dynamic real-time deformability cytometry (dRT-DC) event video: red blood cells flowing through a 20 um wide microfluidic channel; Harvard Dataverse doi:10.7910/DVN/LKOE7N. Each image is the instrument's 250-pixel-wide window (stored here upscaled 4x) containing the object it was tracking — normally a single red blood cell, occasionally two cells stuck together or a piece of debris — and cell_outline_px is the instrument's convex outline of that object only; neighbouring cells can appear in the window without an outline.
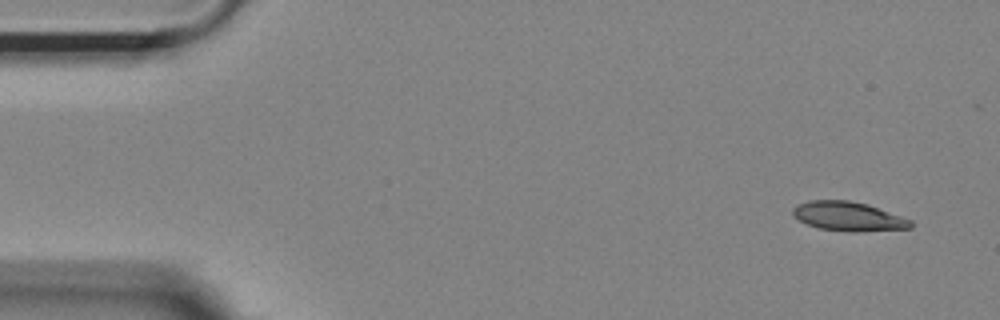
{"species": "Egyptian fruit bat (a non-hibernating species)", "species_latin": "Rousettus aegyptiacus", "temperature_condition": "room temperature", "stored_images_in_passage": 17, "camera_frame_rate_fps": 3000, "um_per_image_px": 0.085, "animal": {"sex": "female"}, "frame": {"image": 1, "passage_image": 1, "time_ms": 0.0, "image_size_px": [1000, 320], "cell_outline_px": [[912, 228], [856, 232], [852, 232], [820, 228], [808, 224], [792, 216], [792, 208], [796, 204], [808, 200], [848, 200], [868, 204], [912, 220]], "centroid_in_image_um": [72.09, 18.38], "position_along_channel_um": 12.9, "area_um2": 20.11}}
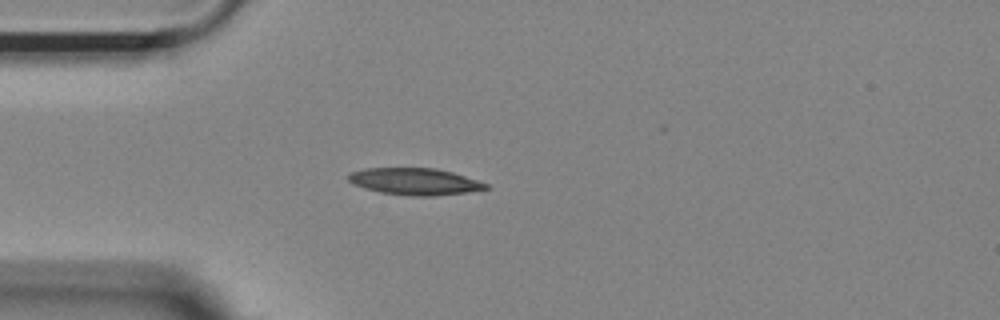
{"frame": {"image": 2, "passage_image": 12, "time_ms": 3.667, "image_size_px": [1000, 320], "cell_outline_px": [[492, 188], [468, 192], [432, 196], [412, 196], [380, 192], [364, 188], [348, 180], [348, 176], [352, 172], [364, 168], [436, 168], [452, 172], [488, 184]], "centroid_in_image_um": [35.29, 15.43], "position_along_channel_um": 49.7, "area_um2": 21.33}}
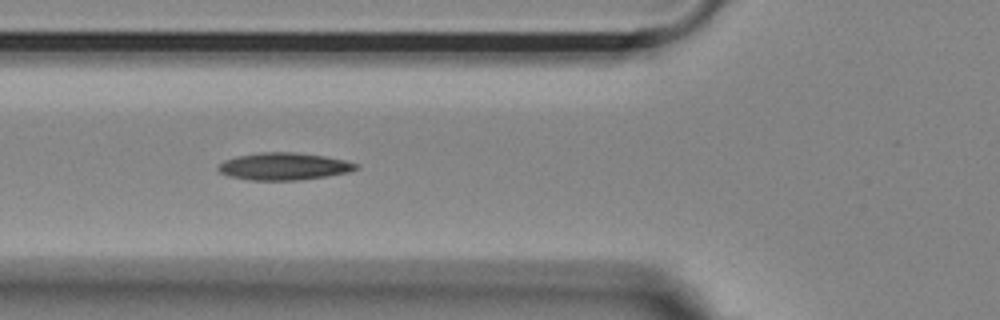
{"frame": {"image": 3, "passage_image": 17, "time_ms": 5.333, "image_size_px": [1000, 320], "cell_outline_px": [[360, 164], [356, 168], [348, 172], [324, 176], [296, 180], [248, 180], [228, 176], [220, 172], [216, 168], [224, 160], [236, 156], [260, 152], [296, 152], [324, 156], [344, 160]], "centroid_in_image_um": [24.08, 14.13], "position_along_channel_um": 101.7, "area_um2": 21.79}}